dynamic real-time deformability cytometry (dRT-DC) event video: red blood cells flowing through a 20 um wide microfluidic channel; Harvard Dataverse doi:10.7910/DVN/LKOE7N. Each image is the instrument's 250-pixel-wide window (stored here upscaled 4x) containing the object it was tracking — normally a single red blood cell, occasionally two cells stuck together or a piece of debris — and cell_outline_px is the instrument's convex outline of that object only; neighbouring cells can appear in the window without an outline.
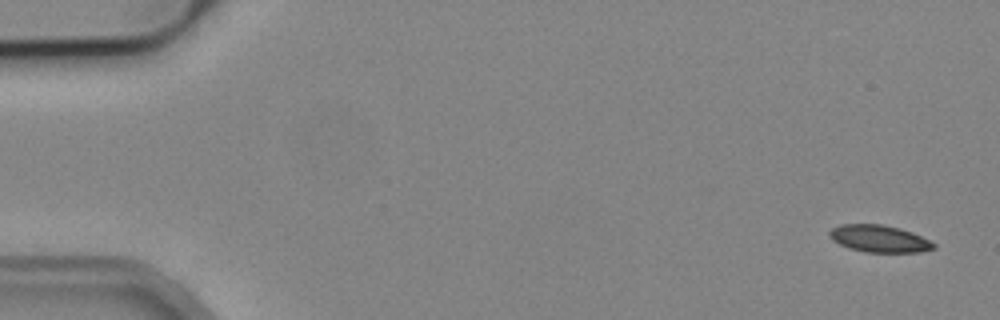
{"species": "common noctule bat (a hibernating species)", "species_latin": "Nyctalus noctula", "temperature_condition": "cold", "stored_images_in_passage": 5, "camera_frame_rate_fps": 3000, "um_per_image_px": 0.085, "animal": {"sex": "male", "body_mass_g": 19.2, "forearm_length_mm": 51.8}, "frame": {"image": 1, "passage_image": 1, "time_ms": 0.0, "image_size_px": [1000, 320], "cell_outline_px": [[936, 248], [920, 252], [868, 252], [848, 248], [832, 240], [828, 236], [828, 232], [832, 228], [840, 224], [884, 224], [900, 228], [912, 232], [932, 240], [936, 244]], "centroid_in_image_um": [74.76, 20.28], "position_along_channel_um": 10.2, "area_um2": 16.7}}
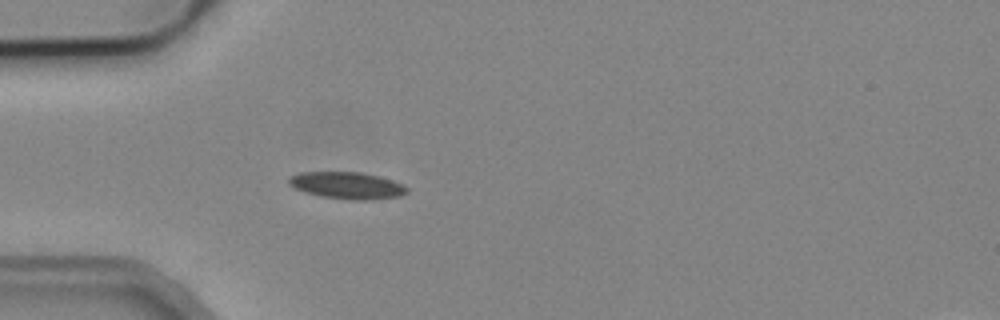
{"frame": {"image": 2, "passage_image": 5, "time_ms": 4.667, "image_size_px": [1000, 320], "cell_outline_px": [[408, 192], [400, 196], [372, 200], [352, 200], [320, 196], [304, 192], [288, 184], [288, 176], [300, 172], [360, 172], [380, 176], [404, 184], [408, 188]], "centroid_in_image_um": [29.51, 15.76], "position_along_channel_um": 55.5, "area_um2": 18.73}}